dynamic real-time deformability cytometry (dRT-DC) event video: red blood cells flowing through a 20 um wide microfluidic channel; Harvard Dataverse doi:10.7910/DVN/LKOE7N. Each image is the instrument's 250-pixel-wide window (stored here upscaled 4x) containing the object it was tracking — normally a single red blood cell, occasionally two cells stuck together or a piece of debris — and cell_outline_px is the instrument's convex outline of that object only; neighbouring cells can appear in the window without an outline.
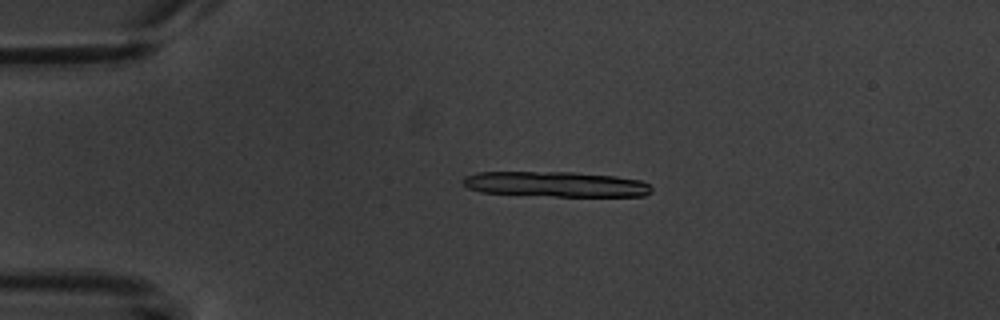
{"species": "common noctule bat (a hibernating species)", "species_latin": "Nyctalus noctula", "temperature_condition": "warm", "stored_images_in_passage": 6, "segment_of_instrument_passage": [1, 2], "camera_frame_rate_fps": 3000, "um_per_image_px": 0.085, "animal": {"sex": "male", "body_mass_g": 20.1, "forearm_length_mm": 53.5}, "frame": {"image": 1, "passage_image": 1, "time_ms": 0.0, "image_size_px": [1000, 320], "cell_outline_px": [[652, 192], [644, 196], [556, 196], [480, 192], [468, 188], [464, 184], [464, 176], [476, 172], [572, 172], [616, 176], [640, 180], [648, 184], [652, 188]], "centroid_in_image_um": [47.26, 15.65], "position_along_channel_um": 37.7, "area_um2": 27.74}}